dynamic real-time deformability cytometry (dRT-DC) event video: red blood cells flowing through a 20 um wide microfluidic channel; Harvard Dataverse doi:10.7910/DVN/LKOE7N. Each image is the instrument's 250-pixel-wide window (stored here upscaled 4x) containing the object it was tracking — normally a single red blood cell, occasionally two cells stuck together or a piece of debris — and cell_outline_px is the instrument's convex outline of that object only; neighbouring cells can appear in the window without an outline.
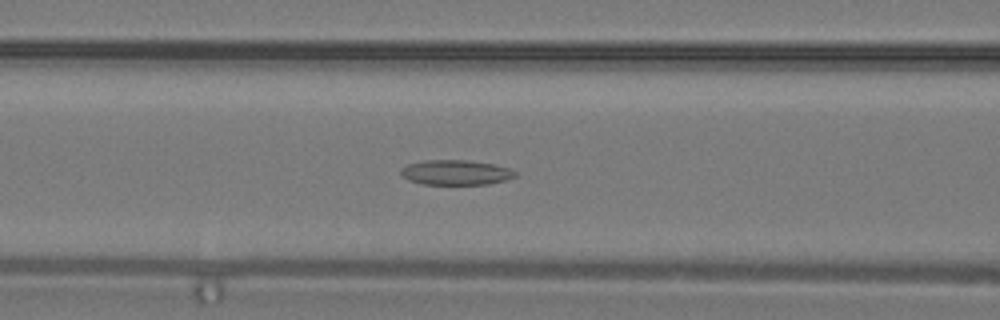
{"species": "common noctule bat (a hibernating species)", "species_latin": "Nyctalus noctula", "temperature_condition": "warm", "stored_images_in_passage": 27, "camera_frame_rate_fps": 3000, "um_per_image_px": 0.085, "animal": {"sex": "male", "body_mass_g": 19.2, "forearm_length_mm": 51.8}, "frame": {"image": 1, "passage_image": 6, "time_ms": 1.667, "image_size_px": [1000, 320], "cell_outline_px": [[516, 176], [504, 180], [488, 184], [424, 184], [408, 180], [400, 172], [400, 168], [408, 164], [424, 160], [468, 160], [492, 164], [508, 168], [516, 172]], "centroid_in_image_um": [38.71, 14.65], "position_along_channel_um": 127.9, "area_um2": 16.47}}
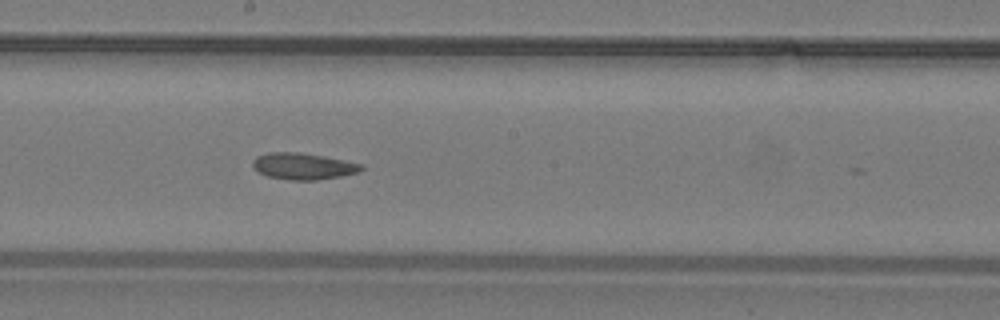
{"frame": {"image": 2, "passage_image": 11, "time_ms": 3.333, "image_size_px": [1000, 320], "cell_outline_px": [[364, 168], [356, 172], [340, 176], [316, 180], [292, 180], [268, 176], [260, 172], [252, 164], [252, 160], [256, 156], [268, 152], [296, 152], [324, 156], [364, 164]], "centroid_in_image_um": [25.77, 14.11], "position_along_channel_um": 222.4, "area_um2": 16.59}}
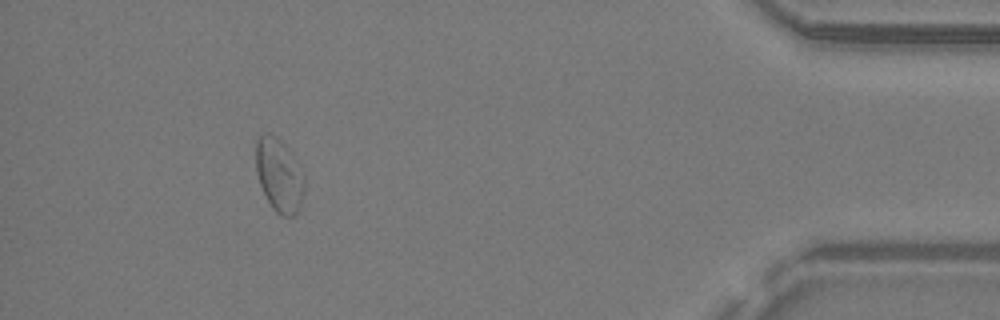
{"frame": {"image": 3, "passage_image": 24, "time_ms": 7.667, "image_size_px": [1000, 320], "cell_outline_px": [[304, 192], [296, 216], [280, 216], [272, 208], [260, 184], [256, 172], [256, 140], [264, 132], [268, 132], [276, 136], [288, 148], [304, 176]], "centroid_in_image_um": [23.72, 14.89], "position_along_channel_um": 411.5, "area_um2": 20.69}}